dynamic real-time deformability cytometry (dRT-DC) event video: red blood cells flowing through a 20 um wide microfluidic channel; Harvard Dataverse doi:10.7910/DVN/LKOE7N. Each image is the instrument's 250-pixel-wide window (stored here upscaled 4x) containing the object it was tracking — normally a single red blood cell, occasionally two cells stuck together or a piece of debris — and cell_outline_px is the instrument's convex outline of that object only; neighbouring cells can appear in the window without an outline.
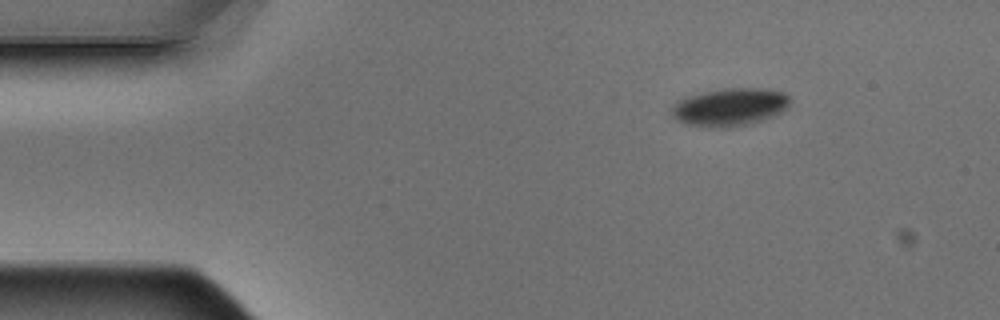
{"species": "Egyptian fruit bat (a non-hibernating species)", "species_latin": "Rousettus aegyptiacus", "temperature_condition": "warm", "stored_images_in_passage": 5, "camera_frame_rate_fps": 3000, "um_per_image_px": 0.085, "animal": {"sex": "male"}, "frame": {"image": 1, "passage_image": 1, "time_ms": 0.0, "image_size_px": [1000, 320], "cell_outline_px": [[792, 100], [788, 108], [772, 116], [760, 120], [744, 124], [724, 128], [716, 128], [684, 124], [676, 120], [672, 116], [672, 104], [688, 96], [704, 92], [724, 88], [760, 88], [784, 92]], "centroid_in_image_um": [62.02, 9.09], "position_along_channel_um": 23.0, "area_um2": 26.01}}
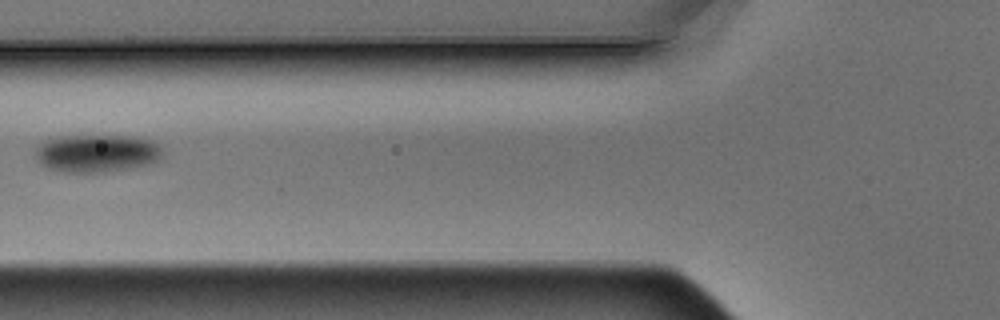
{"frame": {"image": 2, "passage_image": 5, "time_ms": 1.333, "image_size_px": [1000, 320], "cell_outline_px": [[164, 148], [160, 160], [148, 164], [128, 168], [104, 172], [64, 172], [48, 168], [40, 164], [36, 156], [36, 148], [44, 140], [56, 136], [140, 136], [152, 140], [160, 144]], "centroid_in_image_um": [8.27, 13.01], "position_along_channel_um": 117.5, "area_um2": 28.32}}